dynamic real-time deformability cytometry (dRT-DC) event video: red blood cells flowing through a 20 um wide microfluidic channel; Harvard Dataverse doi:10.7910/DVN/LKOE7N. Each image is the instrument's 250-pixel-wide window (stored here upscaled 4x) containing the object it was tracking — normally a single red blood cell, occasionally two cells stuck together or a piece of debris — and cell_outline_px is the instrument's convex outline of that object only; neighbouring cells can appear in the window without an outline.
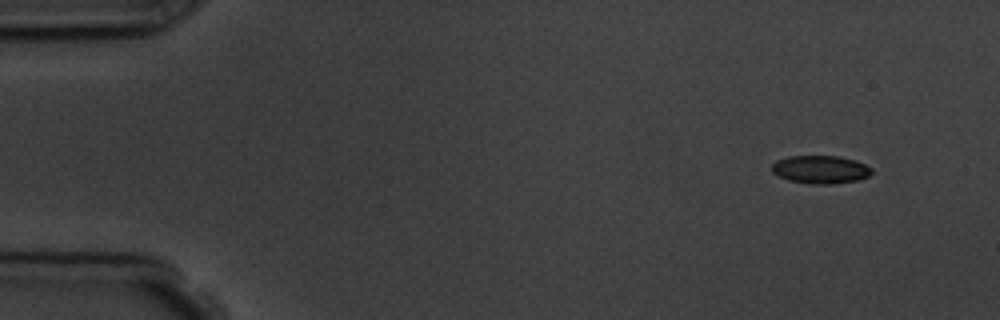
{"species": "common noctule bat (a hibernating species)", "species_latin": "Nyctalus noctula", "temperature_condition": "room temperature", "stored_images_in_passage": 9, "camera_frame_rate_fps": 3000, "um_per_image_px": 0.085, "animal": {"sex": "male", "body_mass_g": 19.5, "forearm_length_mm": 54.6}, "frame": {"image": 1, "passage_image": 1, "time_ms": 0.0, "image_size_px": [1000, 320], "cell_outline_px": [[872, 172], [868, 176], [856, 180], [832, 184], [812, 184], [788, 180], [772, 172], [772, 164], [776, 160], [788, 156], [836, 156], [856, 160], [872, 168]], "centroid_in_image_um": [69.73, 14.4], "position_along_channel_um": 15.3, "area_um2": 16.24}}
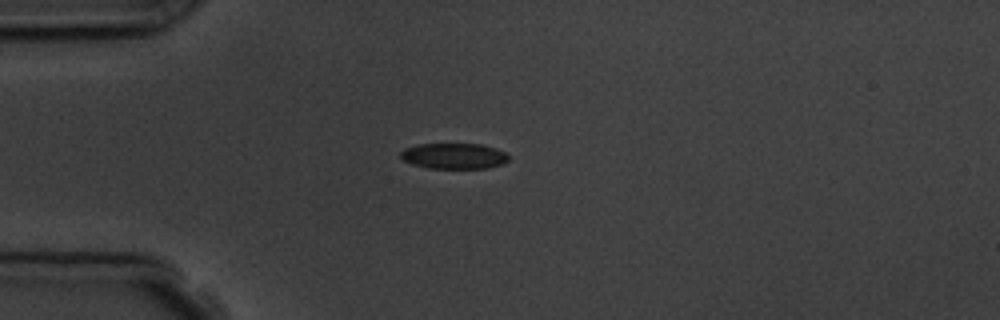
{"frame": {"image": 2, "passage_image": 4, "time_ms": 3.333, "image_size_px": [1000, 320], "cell_outline_px": [[508, 160], [504, 164], [488, 168], [428, 168], [412, 164], [404, 160], [400, 156], [400, 152], [404, 148], [416, 144], [480, 144], [496, 148], [504, 152], [508, 156]], "centroid_in_image_um": [38.58, 13.26], "position_along_channel_um": 46.4, "area_um2": 16.24}}